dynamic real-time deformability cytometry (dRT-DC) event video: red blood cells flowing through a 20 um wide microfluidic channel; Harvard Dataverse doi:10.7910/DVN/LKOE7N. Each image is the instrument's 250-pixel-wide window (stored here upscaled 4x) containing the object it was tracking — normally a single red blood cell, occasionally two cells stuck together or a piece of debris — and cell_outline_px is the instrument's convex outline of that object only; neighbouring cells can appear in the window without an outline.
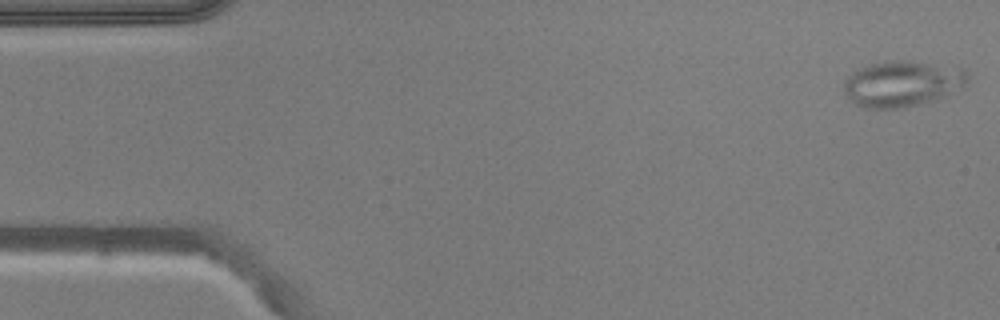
{"species": "common noctule bat (a hibernating species)", "species_latin": "Nyctalus noctula", "temperature_condition": "warm", "stored_images_in_passage": 51, "camera_frame_rate_fps": 3000, "um_per_image_px": 0.085, "animal": {"sex": "male", "body_mass_g": 20.5, "forearm_length_mm": 52.5}, "frame": {"image": 1, "passage_image": 1, "time_ms": 0.0, "image_size_px": [1000, 320], "cell_outline_px": [[968, 80], [964, 84], [948, 96], [936, 100], [904, 108], [860, 108], [844, 92], [844, 80], [852, 72], [860, 68], [872, 64], [892, 60], [908, 60], [964, 68], [968, 72]], "centroid_in_image_um": [76.71, 7.12], "position_along_channel_um": 8.3, "area_um2": 33.23}}
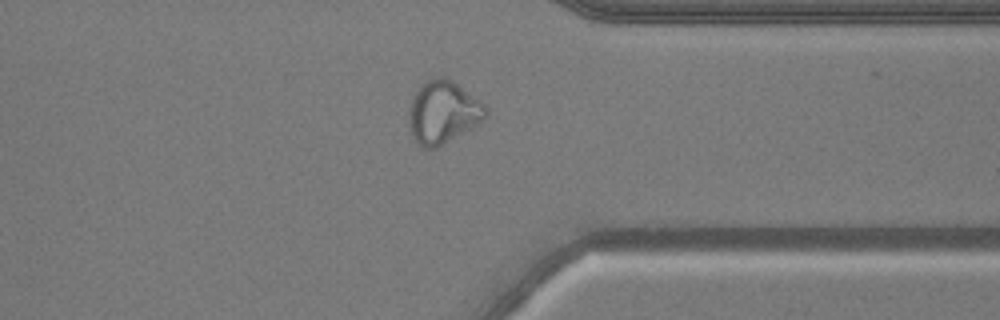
{"frame": {"image": 2, "passage_image": 39, "time_ms": 12.667, "image_size_px": [1000, 320], "cell_outline_px": [[488, 116], [480, 124], [436, 148], [420, 148], [412, 136], [408, 120], [408, 112], [412, 100], [420, 84], [432, 76], [448, 76], [480, 100], [488, 108]], "centroid_in_image_um": [37.67, 9.52], "position_along_channel_um": 373.7, "area_um2": 28.73}}
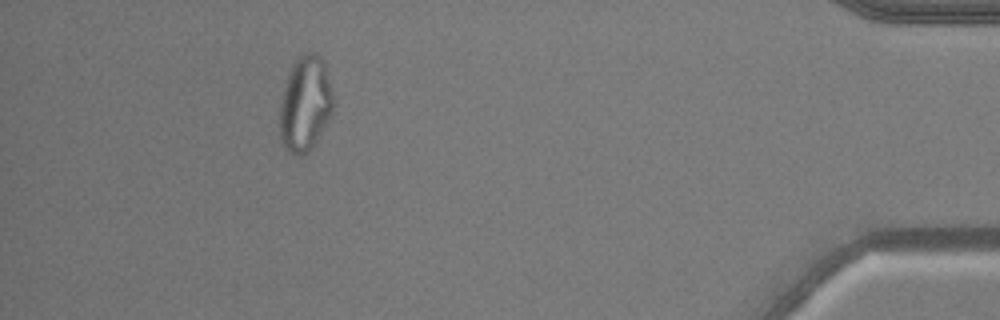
{"frame": {"image": 3, "passage_image": 46, "time_ms": 15.0, "image_size_px": [1000, 320], "cell_outline_px": [[336, 104], [332, 112], [316, 140], [300, 156], [296, 156], [288, 152], [284, 148], [280, 140], [280, 100], [288, 76], [296, 60], [304, 52], [316, 52], [324, 60]], "centroid_in_image_um": [25.95, 8.8], "position_along_channel_um": 409.2, "area_um2": 29.59}, "authors_computed_cell_mechanics": {"area_um2": 29.0734, "velocity_mm_per_s": 3.9124, "shape_relaxation_time_tau1_ms": null, "shape_relaxation_time_tau2_ms": 0.6011, "deformation_change_tau1": null, "deformation_change_tau2": 0.0689}}